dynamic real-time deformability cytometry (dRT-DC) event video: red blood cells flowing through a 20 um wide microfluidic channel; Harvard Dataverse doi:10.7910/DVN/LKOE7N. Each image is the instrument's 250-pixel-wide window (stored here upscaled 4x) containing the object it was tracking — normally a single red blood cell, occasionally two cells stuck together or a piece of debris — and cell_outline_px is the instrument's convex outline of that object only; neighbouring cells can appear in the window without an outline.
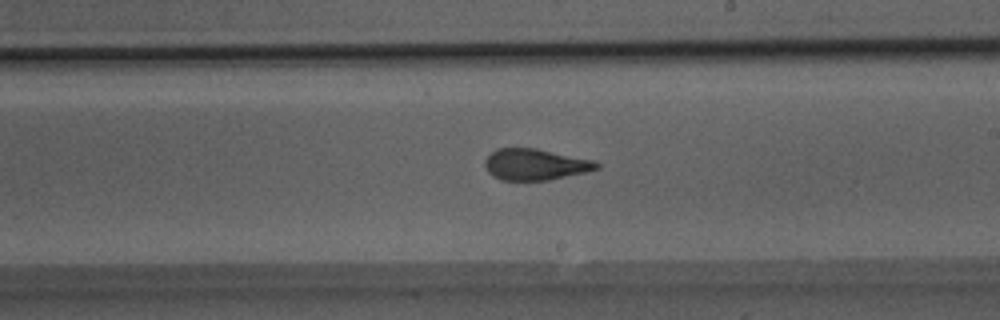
{"species": "Egyptian fruit bat (a non-hibernating species)", "species_latin": "Rousettus aegyptiacus", "temperature_condition": "room temperature", "stored_images_in_passage": 29, "camera_frame_rate_fps": 3000, "um_per_image_px": 0.085, "animal": {"sex": "male"}, "frame": {"image": 1, "passage_image": 17, "time_ms": 5.333, "image_size_px": [1000, 320], "cell_outline_px": [[600, 168], [584, 172], [548, 180], [500, 180], [492, 176], [488, 172], [484, 164], [484, 160], [496, 148], [536, 148], [596, 160], [600, 164]], "centroid_in_image_um": [45.49, 13.97], "position_along_channel_um": 243.5, "area_um2": 20.46}}